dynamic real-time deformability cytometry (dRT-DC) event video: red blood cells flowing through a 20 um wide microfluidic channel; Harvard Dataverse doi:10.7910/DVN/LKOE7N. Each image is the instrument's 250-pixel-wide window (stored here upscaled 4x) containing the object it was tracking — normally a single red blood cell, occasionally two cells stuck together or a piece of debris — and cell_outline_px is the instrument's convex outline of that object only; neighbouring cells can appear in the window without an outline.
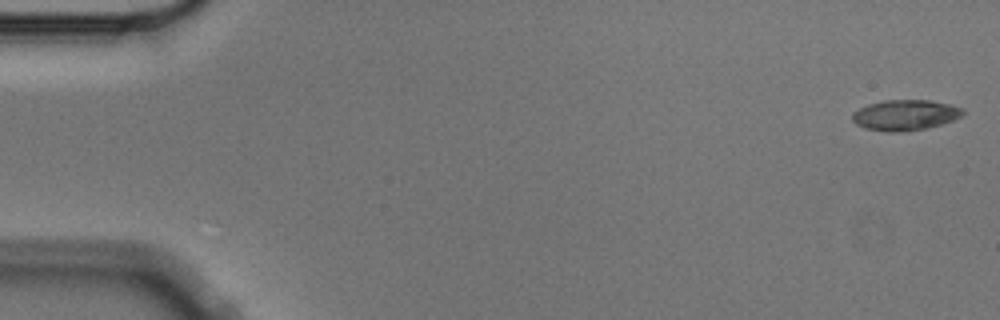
{"species": "Egyptian fruit bat (a non-hibernating species)", "species_latin": "Rousettus aegyptiacus", "temperature_condition": "cold", "stored_images_in_passage": 5, "camera_frame_rate_fps": 3000, "um_per_image_px": 0.085, "animal": {"sex": "male"}, "frame": {"image": 1, "passage_image": 1, "time_ms": 0.0, "image_size_px": [1000, 320], "cell_outline_px": [[964, 112], [960, 116], [952, 120], [928, 128], [892, 132], [888, 132], [864, 128], [856, 124], [852, 120], [852, 112], [868, 104], [884, 100], [928, 100], [948, 104], [964, 108]], "centroid_in_image_um": [76.9, 9.77], "position_along_channel_um": 8.1, "area_um2": 19.54}}
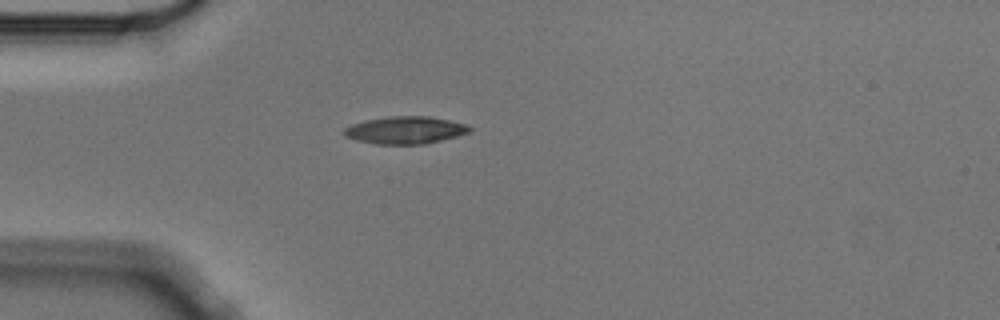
{"frame": {"image": 2, "passage_image": 4, "time_ms": 1.0, "image_size_px": [1000, 320], "cell_outline_px": [[472, 128], [468, 132], [456, 136], [424, 144], [376, 144], [356, 140], [344, 136], [340, 132], [344, 128], [352, 124], [364, 120], [388, 116], [428, 116], [468, 124]], "centroid_in_image_um": [34.39, 11.05], "position_along_channel_um": 50.6, "area_um2": 20.11}}